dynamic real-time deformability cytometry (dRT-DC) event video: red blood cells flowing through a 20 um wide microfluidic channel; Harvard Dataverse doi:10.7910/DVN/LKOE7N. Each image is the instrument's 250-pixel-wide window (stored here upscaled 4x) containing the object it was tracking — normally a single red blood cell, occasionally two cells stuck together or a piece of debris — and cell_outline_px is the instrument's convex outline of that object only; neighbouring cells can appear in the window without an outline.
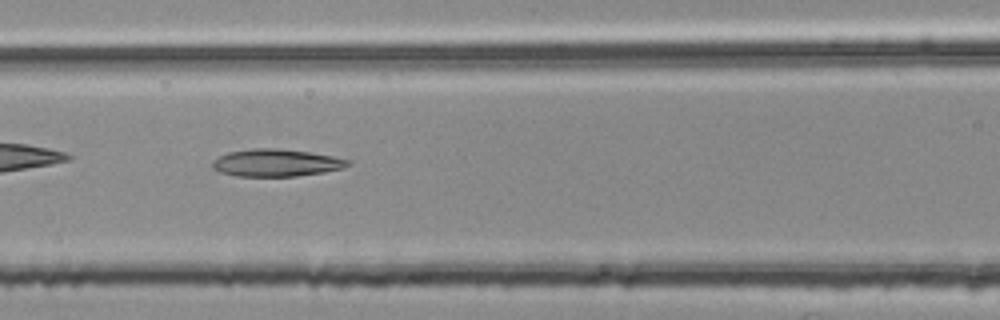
{"species": "common noctule bat (a hibernating species)", "species_latin": "Nyctalus noctula", "temperature_condition": "room temperature", "stored_images_in_passage": 37, "camera_frame_rate_fps": 3000, "um_per_image_px": 0.085, "animal": {"sex": "female", "body_mass_g": 25.1}, "frame": {"image": 1, "passage_image": 7, "time_ms": 2.0, "image_size_px": [1000, 320], "cell_outline_px": [[352, 164], [344, 168], [324, 172], [296, 176], [236, 176], [220, 172], [212, 168], [212, 160], [228, 152], [252, 148], [276, 148], [308, 152], [332, 156], [348, 160]], "centroid_in_image_um": [23.46, 13.84], "position_along_channel_um": 143.1, "area_um2": 21.56}}
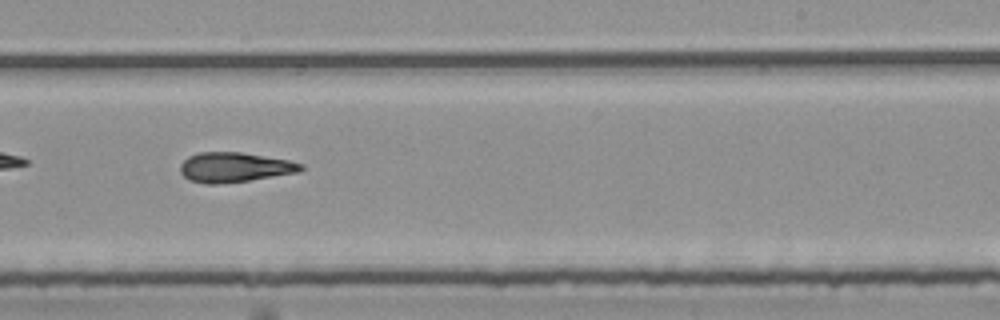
{"frame": {"image": 2, "passage_image": 17, "time_ms": 5.333, "image_size_px": [1000, 320], "cell_outline_px": [[304, 168], [300, 172], [248, 180], [208, 184], [204, 184], [188, 180], [180, 172], [180, 164], [188, 156], [200, 152], [240, 152], [288, 160], [304, 164]], "centroid_in_image_um": [19.92, 14.21], "position_along_channel_um": 269.1, "area_um2": 20.81}}
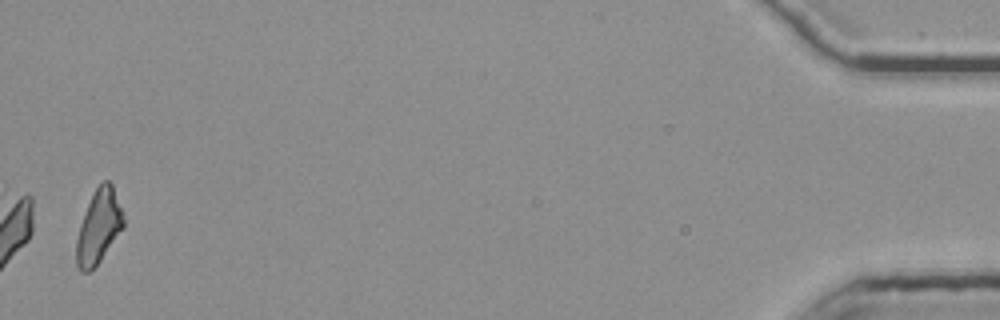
{"frame": {"image": 3, "passage_image": 37, "time_ms": 12.0, "image_size_px": [1000, 320], "cell_outline_px": [[124, 228], [100, 260], [88, 272], [80, 272], [76, 264], [76, 240], [80, 224], [88, 204], [96, 188], [104, 180], [108, 180], [112, 184], [124, 212]], "centroid_in_image_um": [8.41, 19.26], "position_along_channel_um": 426.8, "area_um2": 20.17}, "authors_computed_cell_mechanics": {"area_um2": 20.5768, "velocity_mm_per_s": 3.7896, "shape_relaxation_time_tau1_ms": null, "shape_relaxation_time_tau2_ms": 9.8168, "deformation_change_tau1": null, "deformation_change_tau2": 0.2503}}